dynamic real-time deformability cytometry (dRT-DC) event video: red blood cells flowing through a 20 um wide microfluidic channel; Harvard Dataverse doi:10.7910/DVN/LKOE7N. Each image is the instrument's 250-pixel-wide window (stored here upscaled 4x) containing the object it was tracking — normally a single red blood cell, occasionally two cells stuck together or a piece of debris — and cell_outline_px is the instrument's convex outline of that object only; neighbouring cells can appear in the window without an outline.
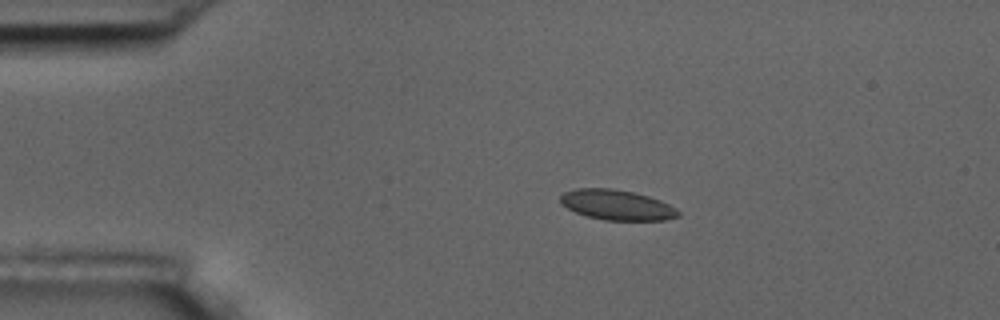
{"species": "common noctule bat (a hibernating species)", "species_latin": "Nyctalus noctula", "temperature_condition": "room temperature", "stored_images_in_passage": 5, "camera_frame_rate_fps": 3000, "um_per_image_px": 0.085, "animal": {"sex": "male", "body_mass_g": 17.5, "forearm_length_mm": 52.3}, "frame": {"image": 1, "passage_image": 3, "time_ms": 2.333, "image_size_px": [1000, 320], "cell_outline_px": [[680, 216], [664, 220], [604, 220], [588, 216], [576, 212], [560, 204], [560, 196], [564, 192], [576, 188], [612, 188], [632, 192], [648, 196], [660, 200], [676, 208], [680, 212]], "centroid_in_image_um": [52.43, 17.41], "position_along_channel_um": 32.6, "area_um2": 20.69}}
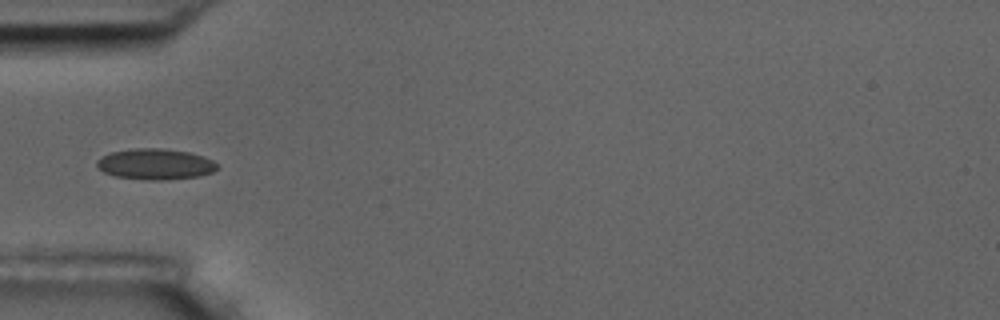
{"frame": {"image": 2, "passage_image": 5, "time_ms": 4.667, "image_size_px": [1000, 320], "cell_outline_px": [[220, 164], [212, 172], [200, 176], [168, 180], [148, 180], [116, 176], [104, 172], [96, 164], [96, 160], [100, 156], [112, 152], [136, 148], [160, 148], [188, 152], [204, 156]], "centroid_in_image_um": [13.22, 13.95], "position_along_channel_um": 71.8, "area_um2": 21.68}}